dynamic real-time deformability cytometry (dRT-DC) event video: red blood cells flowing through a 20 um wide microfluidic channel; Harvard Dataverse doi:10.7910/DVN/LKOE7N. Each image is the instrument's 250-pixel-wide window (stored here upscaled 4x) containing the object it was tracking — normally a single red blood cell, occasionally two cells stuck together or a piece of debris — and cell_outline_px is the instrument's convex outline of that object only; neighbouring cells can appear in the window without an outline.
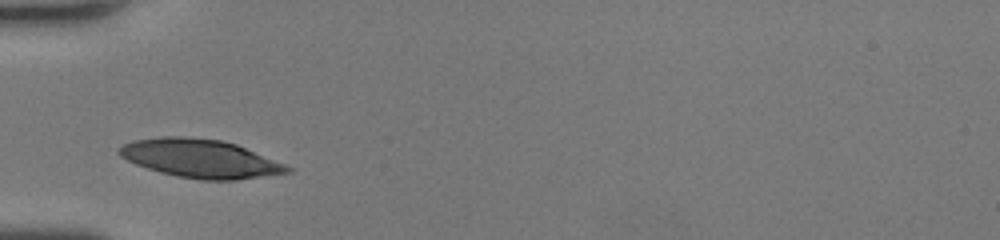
{"species": "human", "species_latin": "Homo sapiens", "temperature_condition": "room temperature", "stored_images_in_passage": 24, "camera_frame_rate_fps": 3000, "um_per_image_px": 0.085, "donor": {"sex": "female"}, "frame": {"image": 1, "passage_image": 1, "time_ms": 0.0, "image_size_px": [1000, 240], "cell_outline_px": [[292, 172], [236, 180], [200, 180], [176, 176], [160, 172], [136, 164], [120, 156], [116, 152], [124, 144], [132, 140], [160, 136], [184, 136], [220, 140], [236, 144], [284, 164], [292, 168]], "centroid_in_image_um": [17.0, 13.47], "position_along_channel_um": 68.0, "area_um2": 37.51}}
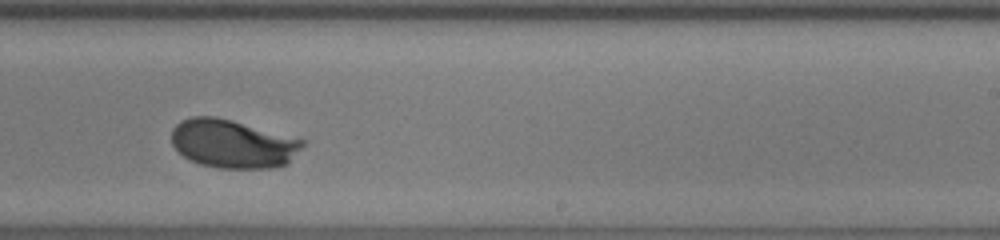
{"frame": {"image": 2, "passage_image": 15, "time_ms": 4.667, "image_size_px": [1000, 240], "cell_outline_px": [[308, 140], [288, 164], [276, 168], [216, 168], [200, 164], [184, 156], [172, 144], [172, 128], [180, 120], [192, 116], [212, 116]], "centroid_in_image_um": [19.81, 12.23], "position_along_channel_um": 269.2, "area_um2": 36.93}}
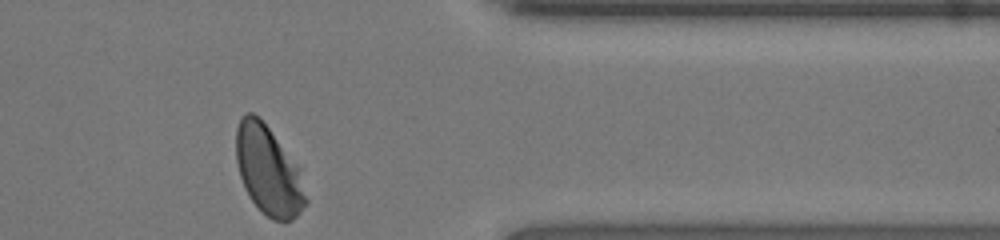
{"frame": {"image": 3, "passage_image": 24, "time_ms": 7.667, "image_size_px": [1000, 240], "cell_outline_px": [[308, 204], [292, 220], [272, 220], [248, 196], [244, 188], [240, 176], [236, 160], [236, 128], [240, 120], [248, 112], [252, 112], [268, 128], [300, 168], [308, 200]], "centroid_in_image_um": [22.83, 14.53], "position_along_channel_um": 388.6, "area_um2": 35.78}, "authors_computed_cell_mechanics": {"area_um2": 37.2521, "velocity_mm_per_s": 4.3678, "shape_relaxation_time_tau1_ms": 2.5881, "shape_relaxation_time_tau2_ms": null, "deformation_change_tau1": 0.1437, "deformation_change_tau2": null}}